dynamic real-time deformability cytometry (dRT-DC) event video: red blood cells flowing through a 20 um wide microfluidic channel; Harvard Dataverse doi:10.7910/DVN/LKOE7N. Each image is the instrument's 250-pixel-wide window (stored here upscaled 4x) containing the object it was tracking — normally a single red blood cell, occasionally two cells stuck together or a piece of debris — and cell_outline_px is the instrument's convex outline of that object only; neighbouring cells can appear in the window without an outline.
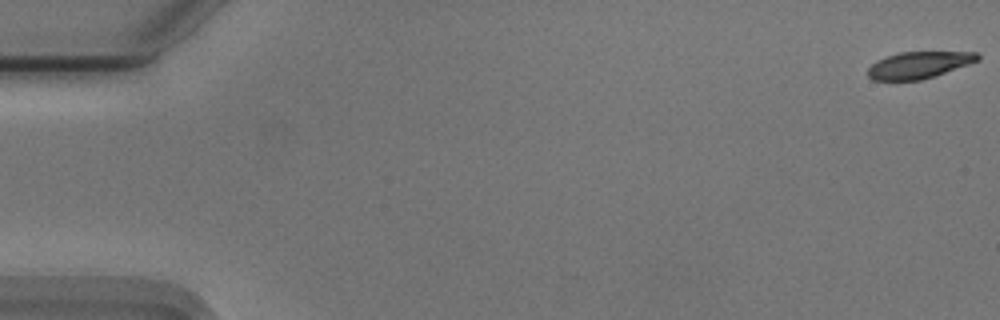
{"species": "Egyptian fruit bat (a non-hibernating species)", "species_latin": "Rousettus aegyptiacus", "temperature_condition": "cold", "stored_images_in_passage": 52, "camera_frame_rate_fps": 3000, "um_per_image_px": 0.085, "animal": {"sex": "male"}, "frame": {"image": 1, "passage_image": 1, "time_ms": 0.0, "image_size_px": [1000, 320], "cell_outline_px": [[980, 60], [920, 80], [872, 80], [868, 76], [868, 68], [876, 60], [900, 52], [976, 52], [980, 56]], "centroid_in_image_um": [78.08, 5.52], "position_along_channel_um": 6.9, "area_um2": 16.82}}
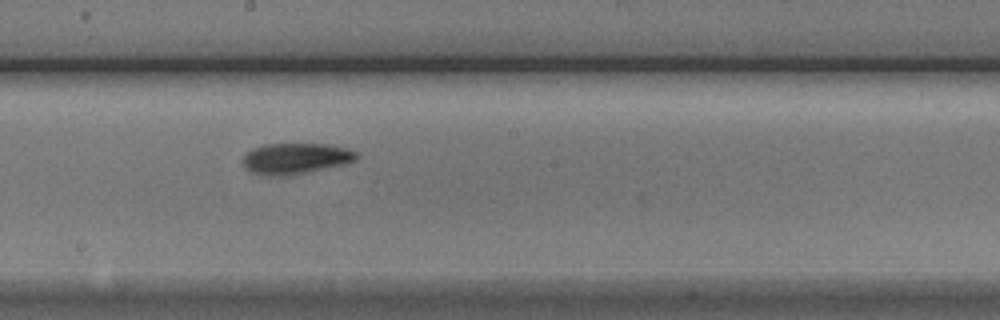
{"frame": {"image": 2, "passage_image": 31, "time_ms": 10.0, "image_size_px": [1000, 320], "cell_outline_px": [[360, 156], [356, 160], [344, 164], [300, 172], [272, 176], [252, 172], [244, 164], [244, 156], [252, 148], [264, 144], [328, 144], [348, 148], [356, 152]], "centroid_in_image_um": [25.17, 13.43], "position_along_channel_um": 223.0, "area_um2": 19.83}}
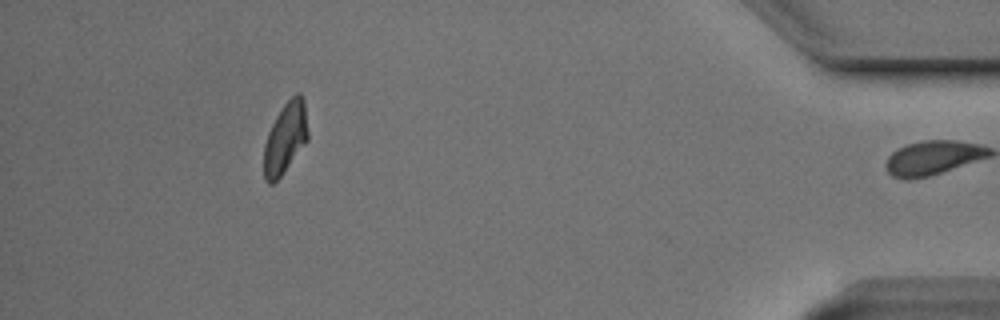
{"frame": {"image": 3, "passage_image": 51, "time_ms": 16.667, "image_size_px": [1000, 320], "cell_outline_px": [[308, 140], [280, 176], [272, 184], [268, 184], [264, 180], [264, 144], [268, 132], [276, 116], [284, 104], [296, 92], [300, 92], [304, 100], [308, 132]], "centroid_in_image_um": [24.25, 11.72], "position_along_channel_um": 411.0, "area_um2": 18.15}, "authors_computed_cell_mechanics": {"area_um2": 19.2763, "velocity_mm_per_s": 3.7117, "shape_relaxation_time_tau1_ms": 3.6749, "shape_relaxation_time_tau2_ms": 2.9619, "deformation_change_tau1": 0.1526, "deformation_change_tau2": 0.0859}}